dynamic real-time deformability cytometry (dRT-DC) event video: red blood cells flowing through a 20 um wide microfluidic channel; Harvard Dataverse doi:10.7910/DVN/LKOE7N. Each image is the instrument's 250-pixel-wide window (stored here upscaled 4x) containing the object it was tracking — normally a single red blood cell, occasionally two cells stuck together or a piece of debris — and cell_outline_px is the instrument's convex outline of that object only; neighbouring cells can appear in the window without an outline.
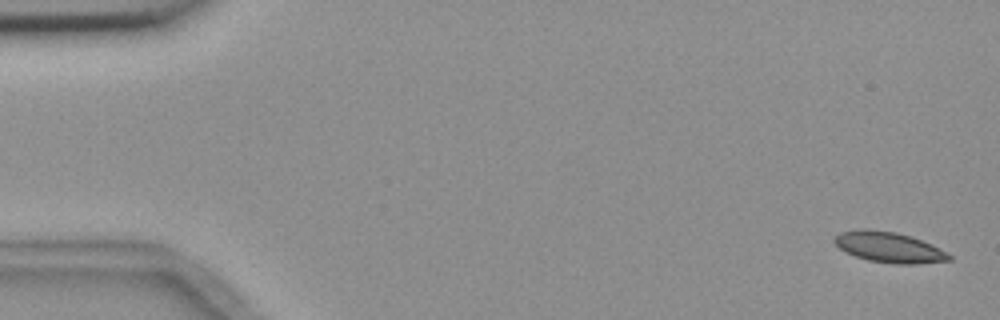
{"species": "common noctule bat (a hibernating species)", "species_latin": "Nyctalus noctula", "temperature_condition": "room temperature", "stored_images_in_passage": 4, "camera_frame_rate_fps": 3000, "um_per_image_px": 0.085, "animal": {"sex": "female", "body_mass_g": 18.4}, "frame": {"image": 1, "passage_image": 1, "time_ms": 0.0, "image_size_px": [1000, 320], "cell_outline_px": [[952, 260], [916, 264], [896, 264], [868, 260], [856, 256], [840, 248], [832, 240], [840, 232], [860, 228], [864, 228], [896, 232], [920, 240], [952, 256]], "centroid_in_image_um": [75.52, 21.01], "position_along_channel_um": 9.5, "area_um2": 20.0}}
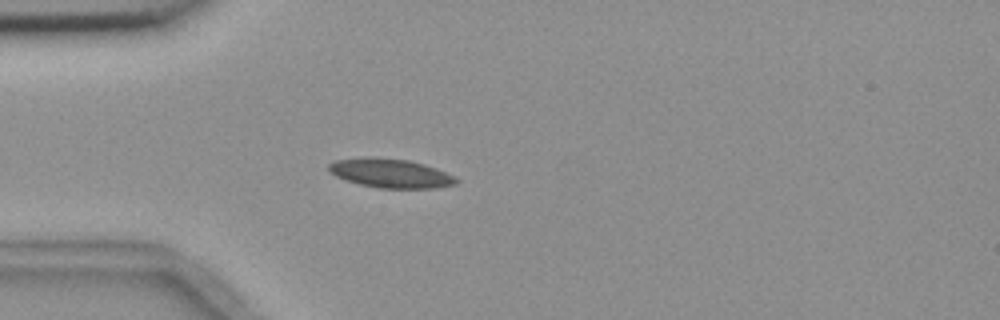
{"frame": {"image": 2, "passage_image": 4, "time_ms": 4.667, "image_size_px": [1000, 320], "cell_outline_px": [[460, 180], [456, 184], [436, 188], [376, 188], [344, 180], [328, 172], [328, 164], [336, 160], [368, 156], [408, 160], [424, 164], [436, 168], [456, 176]], "centroid_in_image_um": [33.19, 14.73], "position_along_channel_um": 51.8, "area_um2": 21.85}}